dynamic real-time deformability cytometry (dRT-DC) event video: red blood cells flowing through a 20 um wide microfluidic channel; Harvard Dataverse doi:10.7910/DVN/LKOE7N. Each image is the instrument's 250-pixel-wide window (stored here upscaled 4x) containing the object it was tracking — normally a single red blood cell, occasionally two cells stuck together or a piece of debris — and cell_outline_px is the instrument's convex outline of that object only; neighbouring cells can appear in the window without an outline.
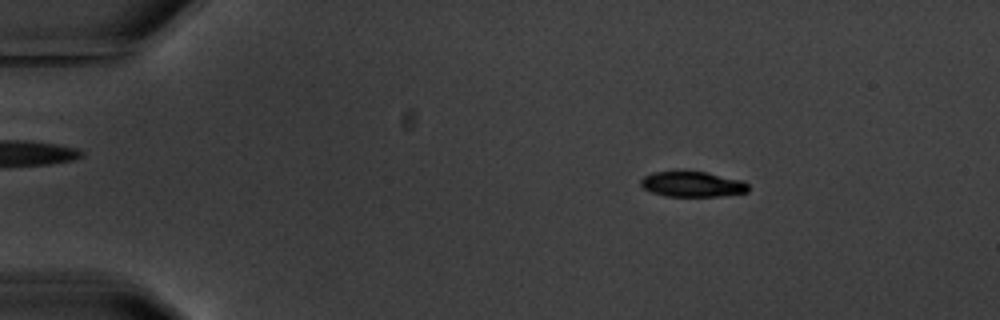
{"species": "common noctule bat (a hibernating species)", "species_latin": "Nyctalus noctula", "temperature_condition": "warm", "stored_images_in_passage": 4, "camera_frame_rate_fps": 3000, "um_per_image_px": 0.085, "animal": {"sex": "male", "body_mass_g": 20.1, "forearm_length_mm": 53.5}, "frame": {"image": 1, "passage_image": 2, "time_ms": 1.0, "image_size_px": [1000, 320], "cell_outline_px": [[748, 192], [720, 196], [664, 196], [652, 192], [644, 188], [640, 184], [640, 180], [644, 176], [652, 172], [708, 172], [744, 180], [748, 184]], "centroid_in_image_um": [58.88, 15.66], "position_along_channel_um": 26.1, "area_um2": 15.9}}